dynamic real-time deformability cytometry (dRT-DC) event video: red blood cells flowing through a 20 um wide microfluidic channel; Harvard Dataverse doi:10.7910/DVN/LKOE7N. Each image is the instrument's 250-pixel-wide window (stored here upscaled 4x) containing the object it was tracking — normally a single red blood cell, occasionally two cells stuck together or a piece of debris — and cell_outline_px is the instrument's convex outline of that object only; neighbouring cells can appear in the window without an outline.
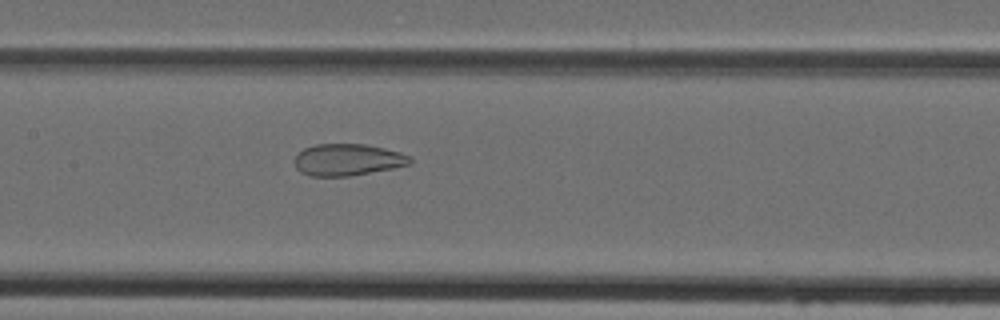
{"species": "Egyptian fruit bat (a non-hibernating species)", "species_latin": "Rousettus aegyptiacus", "temperature_condition": "cold", "stored_images_in_passage": 49, "camera_frame_rate_fps": 3000, "um_per_image_px": 0.085, "animal": {"sex": "female"}, "frame": {"image": 1, "passage_image": 24, "time_ms": 7.667, "image_size_px": [1000, 320], "cell_outline_px": [[412, 164], [392, 168], [348, 176], [308, 176], [300, 172], [296, 168], [296, 152], [304, 148], [316, 144], [364, 144], [384, 148], [400, 152], [412, 156]], "centroid_in_image_um": [29.55, 13.57], "position_along_channel_um": 177.9, "area_um2": 21.44}}
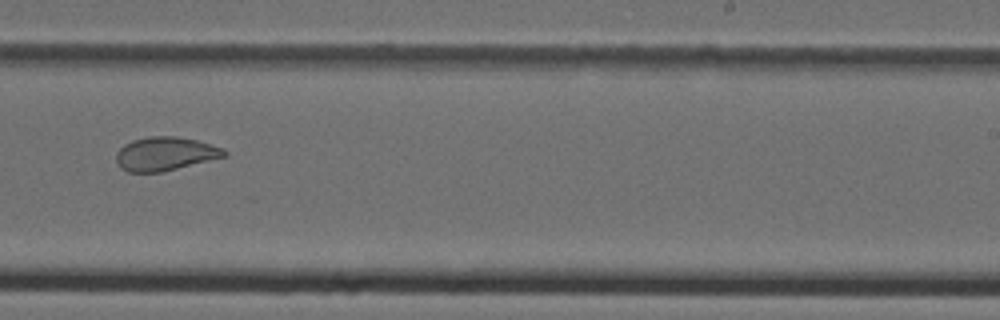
{"frame": {"image": 2, "passage_image": 31, "time_ms": 10.0, "image_size_px": [1000, 320], "cell_outline_px": [[228, 156], [160, 172], [128, 172], [120, 168], [116, 160], [116, 152], [124, 144], [132, 140], [152, 136], [176, 136], [196, 140], [224, 148], [228, 152]], "centroid_in_image_um": [14.04, 13.07], "position_along_channel_um": 275.0, "area_um2": 21.21}}
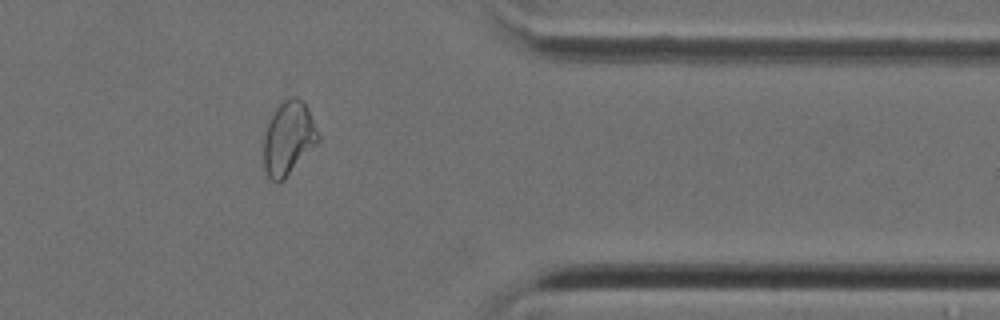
{"frame": {"image": 3, "passage_image": 40, "time_ms": 13.0, "image_size_px": [1000, 320], "cell_outline_px": [[320, 140], [284, 180], [276, 184], [268, 176], [264, 168], [264, 136], [268, 124], [276, 108], [288, 96], [296, 96], [304, 100], [320, 136]], "centroid_in_image_um": [24.53, 11.75], "position_along_channel_um": 386.9, "area_um2": 23.35}}